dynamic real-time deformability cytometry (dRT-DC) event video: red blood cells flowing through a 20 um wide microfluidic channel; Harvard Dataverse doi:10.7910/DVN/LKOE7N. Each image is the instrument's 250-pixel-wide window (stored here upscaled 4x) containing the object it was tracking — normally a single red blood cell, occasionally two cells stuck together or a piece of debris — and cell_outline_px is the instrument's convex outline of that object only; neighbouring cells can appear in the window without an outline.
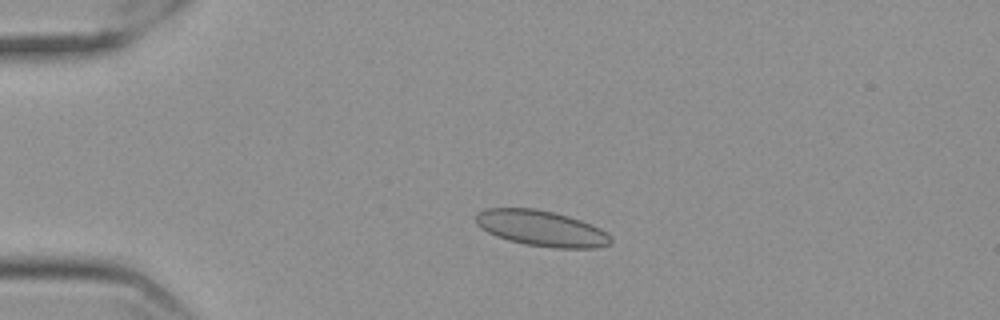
{"species": "Egyptian fruit bat (a non-hibernating species)", "species_latin": "Rousettus aegyptiacus", "temperature_condition": "cold", "stored_images_in_passage": 56, "camera_frame_rate_fps": 3000, "um_per_image_px": 0.085, "frame": {"image": 1, "passage_image": 12, "time_ms": 3.667, "image_size_px": [1000, 320], "cell_outline_px": [[612, 244], [596, 248], [556, 248], [524, 244], [508, 240], [496, 236], [488, 232], [476, 224], [476, 212], [484, 208], [536, 208], [556, 212], [592, 224], [608, 232], [612, 236]], "centroid_in_image_um": [46.05, 19.4], "position_along_channel_um": 39.0, "area_um2": 28.44}}
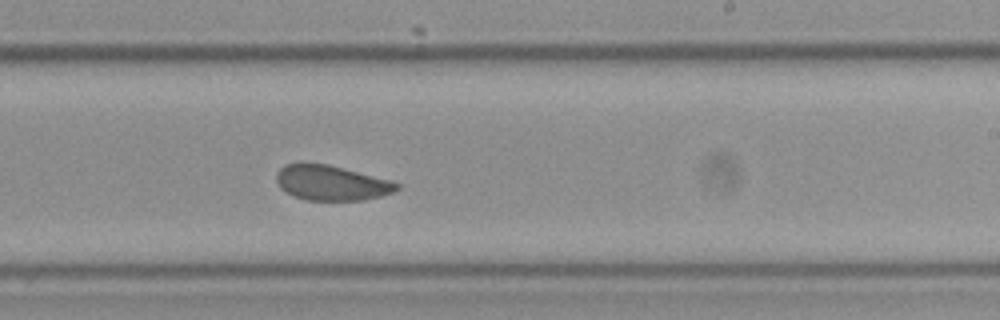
{"frame": {"image": 2, "passage_image": 34, "time_ms": 11.0, "image_size_px": [1000, 320], "cell_outline_px": [[400, 188], [392, 192], [380, 196], [360, 200], [304, 200], [280, 188], [276, 180], [276, 172], [284, 164], [300, 160], [328, 164], [388, 180], [400, 184]], "centroid_in_image_um": [28.08, 15.5], "position_along_channel_um": 260.9, "area_um2": 24.74}}
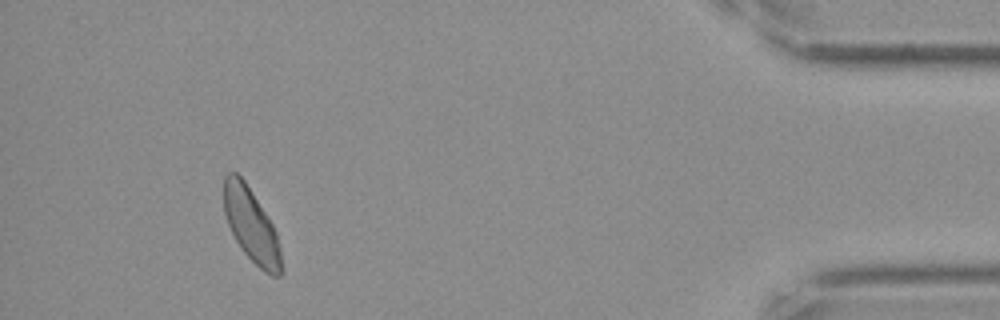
{"frame": {"image": 3, "passage_image": 52, "time_ms": 17.0, "image_size_px": [1000, 320], "cell_outline_px": [[280, 276], [272, 276], [264, 272], [240, 248], [228, 224], [224, 212], [224, 176], [228, 172], [236, 172], [244, 180], [272, 224], [276, 232], [280, 252]], "centroid_in_image_um": [21.33, 19.13], "position_along_channel_um": 413.9, "area_um2": 24.04}, "authors_computed_cell_mechanics": {"area_um2": 25.8366, "velocity_mm_per_s": 3.5281, "shape_relaxation_time_tau1_ms": 4.9234, "shape_relaxation_time_tau2_ms": 0.9665, "deformation_change_tau1": 0.0913, "deformation_change_tau2": 0.0406}}